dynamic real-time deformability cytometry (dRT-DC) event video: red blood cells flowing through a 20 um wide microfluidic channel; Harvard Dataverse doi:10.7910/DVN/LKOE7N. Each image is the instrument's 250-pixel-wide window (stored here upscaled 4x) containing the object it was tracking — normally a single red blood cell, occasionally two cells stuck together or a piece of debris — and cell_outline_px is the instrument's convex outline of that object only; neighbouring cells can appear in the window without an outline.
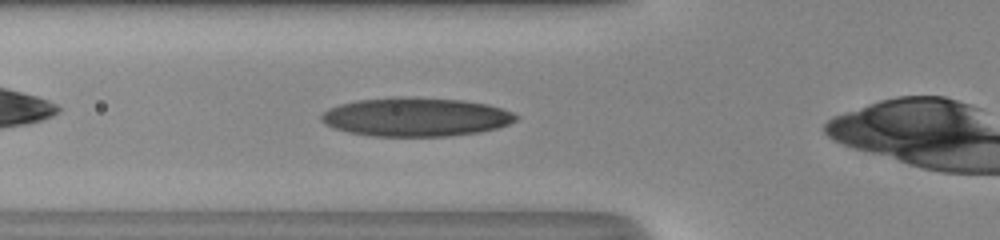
{"species": "human", "species_latin": "Homo sapiens", "temperature_condition": "room temperature", "stored_images_in_passage": 34, "camera_frame_rate_fps": 3000, "um_per_image_px": 0.085, "donor": {"sex": "male"}, "frame": {"image": 1, "passage_image": 6, "time_ms": 1.667, "image_size_px": [1000, 240], "cell_outline_px": [[520, 116], [516, 120], [508, 124], [496, 128], [480, 132], [448, 136], [372, 136], [348, 132], [332, 128], [324, 124], [320, 120], [320, 116], [328, 108], [340, 104], [356, 100], [396, 96], [412, 96], [464, 100], [488, 104], [512, 112]], "centroid_in_image_um": [35.31, 9.93], "position_along_channel_um": 90.5, "area_um2": 44.45}}
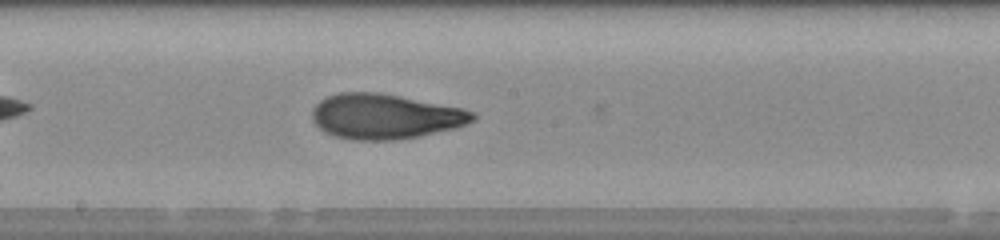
{"frame": {"image": 2, "passage_image": 15, "time_ms": 4.667, "image_size_px": [1000, 240], "cell_outline_px": [[476, 120], [456, 128], [420, 136], [392, 140], [352, 140], [336, 136], [324, 132], [312, 120], [312, 108], [320, 100], [328, 96], [340, 92], [376, 92], [400, 96], [464, 108], [476, 112]], "centroid_in_image_um": [32.75, 9.89], "position_along_channel_um": 215.4, "area_um2": 42.37}}